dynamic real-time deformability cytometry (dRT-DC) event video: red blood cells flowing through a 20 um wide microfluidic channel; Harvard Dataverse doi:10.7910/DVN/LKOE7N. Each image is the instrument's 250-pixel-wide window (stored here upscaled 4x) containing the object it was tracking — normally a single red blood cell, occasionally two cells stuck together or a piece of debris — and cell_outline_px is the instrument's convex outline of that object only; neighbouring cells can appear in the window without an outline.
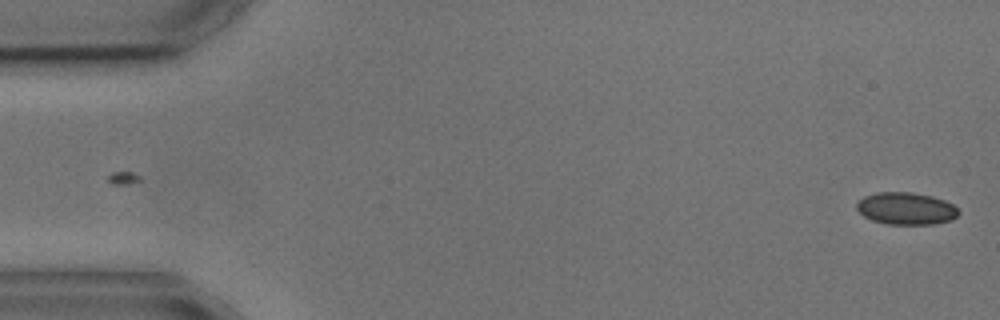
{"species": "common noctule bat (a hibernating species)", "species_latin": "Nyctalus noctula", "temperature_condition": "cold", "stored_images_in_passage": 5, "segment_of_instrument_passage": [2, 2], "camera_frame_rate_fps": 3000, "um_per_image_px": 0.085, "animal": {"sex": "male", "body_mass_g": 17.9, "forearm_length_mm": 54.2}, "frame": {"image": 1, "passage_image": 5, "time_ms": 4.667, "image_size_px": [1000, 320], "cell_outline_px": [[960, 212], [952, 220], [932, 224], [888, 224], [872, 220], [864, 216], [856, 208], [856, 204], [864, 196], [876, 192], [912, 192], [932, 196], [944, 200], [952, 204]], "centroid_in_image_um": [77.01, 17.72], "position_along_channel_um": 8.0, "area_um2": 19.07}}